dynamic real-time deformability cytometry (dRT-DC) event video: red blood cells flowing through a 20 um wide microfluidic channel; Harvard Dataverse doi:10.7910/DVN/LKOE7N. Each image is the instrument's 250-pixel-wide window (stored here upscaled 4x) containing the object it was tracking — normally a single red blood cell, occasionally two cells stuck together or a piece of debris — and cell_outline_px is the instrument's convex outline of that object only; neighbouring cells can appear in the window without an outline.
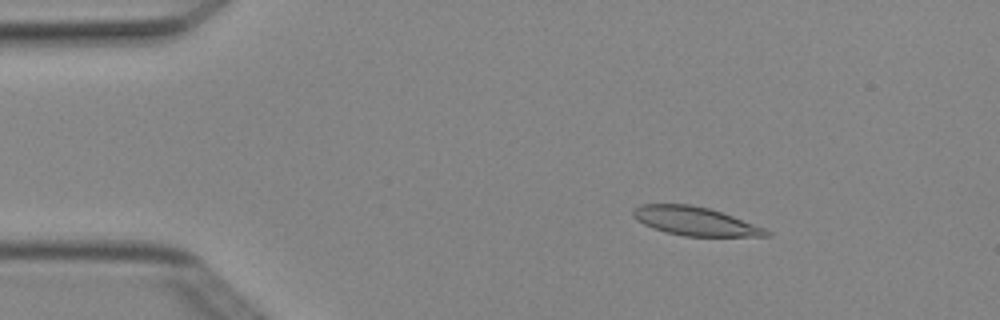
{"species": "Egyptian fruit bat (a non-hibernating species)", "species_latin": "Rousettus aegyptiacus", "temperature_condition": "cold", "stored_images_in_passage": 5, "camera_frame_rate_fps": 3000, "um_per_image_px": 0.085, "animal": {"sex": "female"}, "frame": {"image": 1, "passage_image": 3, "time_ms": 0.667, "image_size_px": [1000, 320], "cell_outline_px": [[772, 236], [684, 236], [664, 232], [652, 228], [636, 220], [632, 216], [632, 208], [640, 204], [692, 204], [712, 208], [764, 228], [772, 232]], "centroid_in_image_um": [59.05, 18.79], "position_along_channel_um": 26.0, "area_um2": 22.48}}
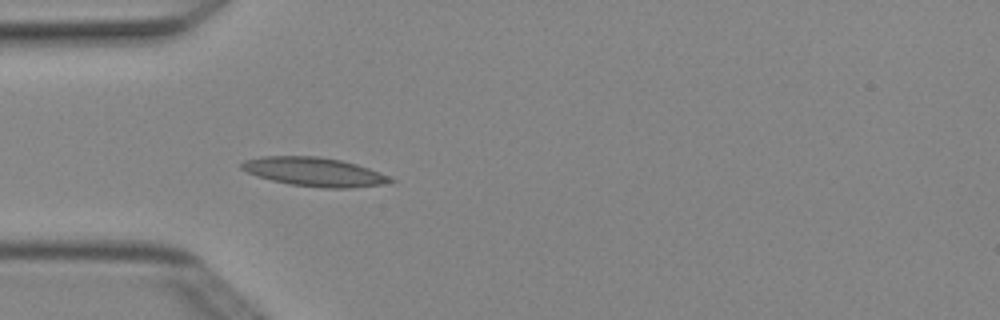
{"frame": {"image": 2, "passage_image": 5, "time_ms": 1.333, "image_size_px": [1000, 320], "cell_outline_px": [[396, 180], [380, 184], [352, 188], [324, 188], [292, 184], [272, 180], [256, 176], [240, 168], [240, 164], [244, 160], [264, 156], [316, 156], [340, 160], [356, 164], [380, 172]], "centroid_in_image_um": [26.68, 14.6], "position_along_channel_um": 58.3, "area_um2": 24.74}}